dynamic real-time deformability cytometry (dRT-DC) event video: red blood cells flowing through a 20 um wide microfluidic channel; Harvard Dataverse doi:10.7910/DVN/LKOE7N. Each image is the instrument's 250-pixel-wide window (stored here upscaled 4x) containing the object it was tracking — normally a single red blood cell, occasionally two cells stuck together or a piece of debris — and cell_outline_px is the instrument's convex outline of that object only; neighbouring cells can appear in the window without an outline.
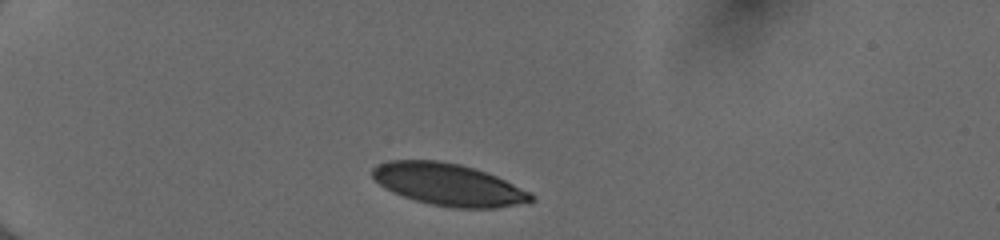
{"species": "human", "species_latin": "Homo sapiens", "temperature_condition": "cold", "stored_images_in_passage": 37, "camera_frame_rate_fps": 3000, "um_per_image_px": 0.085, "donor": {"sex": "female"}, "frame": {"image": 1, "passage_image": 1, "time_ms": 0.0, "image_size_px": [1000, 240], "cell_outline_px": [[536, 200], [496, 208], [452, 208], [432, 204], [416, 200], [392, 192], [384, 188], [372, 176], [372, 168], [388, 160], [436, 160], [460, 164], [496, 176], [532, 192], [536, 196]], "centroid_in_image_um": [38.14, 15.69], "position_along_channel_um": 46.9, "area_um2": 38.73}}
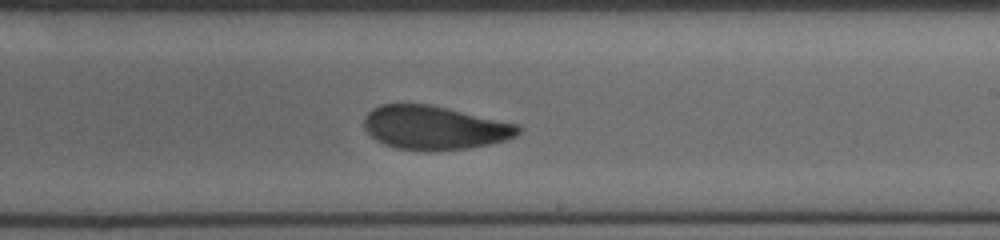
{"frame": {"image": 2, "passage_image": 20, "time_ms": 6.333, "image_size_px": [1000, 240], "cell_outline_px": [[520, 132], [516, 136], [508, 140], [468, 148], [396, 148], [384, 144], [376, 140], [364, 128], [364, 116], [372, 108], [380, 104], [428, 104], [516, 124], [520, 128]], "centroid_in_image_um": [36.9, 10.82], "position_along_channel_um": 252.1, "area_um2": 38.15}}
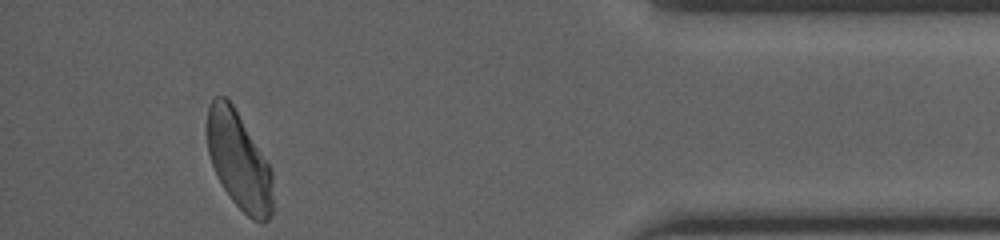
{"frame": {"image": 3, "passage_image": 35, "time_ms": 11.333, "image_size_px": [1000, 240], "cell_outline_px": [[272, 212], [268, 220], [264, 224], [252, 220], [228, 196], [212, 164], [208, 152], [208, 108], [212, 100], [216, 96], [224, 96], [232, 104], [272, 168]], "centroid_in_image_um": [20.33, 13.7], "position_along_channel_um": 414.9, "area_um2": 36.88}, "authors_computed_cell_mechanics": {"area_um2": 39.2462, "velocity_mm_per_s": 4.0241, "shape_relaxation_time_tau1_ms": 4.0437, "shape_relaxation_time_tau2_ms": 1.6798, "deformation_change_tau1": 0.1219, "deformation_change_tau2": 0.0736}}